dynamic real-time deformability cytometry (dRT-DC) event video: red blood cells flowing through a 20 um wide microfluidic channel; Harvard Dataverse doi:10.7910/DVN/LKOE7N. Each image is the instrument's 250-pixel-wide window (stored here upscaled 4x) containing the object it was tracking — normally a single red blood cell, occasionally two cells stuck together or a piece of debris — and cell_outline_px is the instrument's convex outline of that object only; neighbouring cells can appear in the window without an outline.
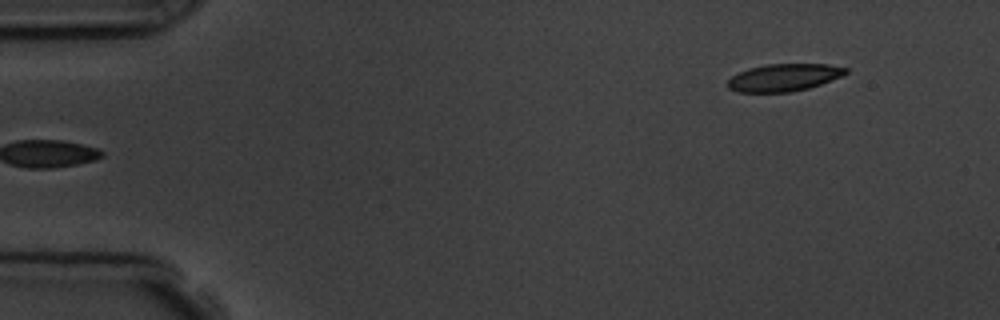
{"species": "common noctule bat (a hibernating species)", "species_latin": "Nyctalus noctula", "temperature_condition": "room temperature", "stored_images_in_passage": 5, "segment_of_instrument_passage": [2, 2], "camera_frame_rate_fps": 3000, "um_per_image_px": 0.085, "animal": {"sex": "male", "body_mass_g": 19.5, "forearm_length_mm": 54.6}, "frame": {"image": 1, "passage_image": 5, "time_ms": 5.333, "image_size_px": [1000, 320], "cell_outline_px": [[848, 72], [840, 76], [820, 84], [808, 88], [792, 92], [736, 92], [728, 88], [728, 80], [732, 76], [748, 68], [768, 64], [828, 64], [848, 68]], "centroid_in_image_um": [66.61, 6.59], "position_along_channel_um": 18.4, "area_um2": 18.73}}